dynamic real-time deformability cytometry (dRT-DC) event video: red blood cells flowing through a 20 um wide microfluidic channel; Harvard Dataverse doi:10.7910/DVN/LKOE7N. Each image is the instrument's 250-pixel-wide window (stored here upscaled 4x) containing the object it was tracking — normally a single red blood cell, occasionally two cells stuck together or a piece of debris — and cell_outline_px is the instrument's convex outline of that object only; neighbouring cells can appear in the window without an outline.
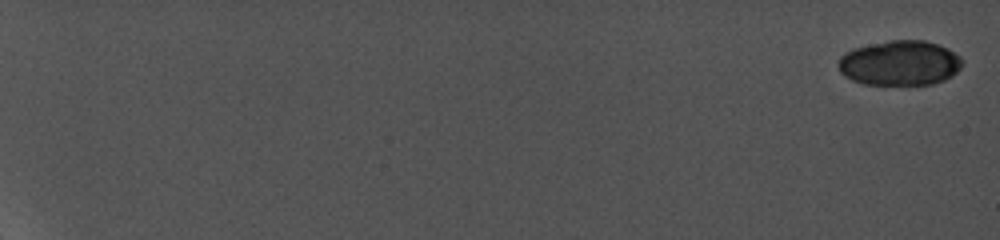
{"species": "common noctule bat (a hibernating species)", "species_latin": "Nyctalus noctula", "temperature_condition": "cold", "stored_images_in_passage": 17, "camera_frame_rate_fps": 5000, "um_per_image_px": 0.085, "animal": {"sex": "female", "body_mass_g": 19.0, "forearm_length_mm": 56.7}, "frame": {"image": 1, "passage_image": 1, "time_ms": 0.0, "image_size_px": [1000, 240], "cell_outline_px": [[964, 60], [960, 68], [952, 76], [944, 80], [932, 84], [864, 84], [852, 80], [844, 76], [840, 72], [836, 64], [840, 56], [844, 52], [852, 48], [888, 40], [924, 40], [948, 48], [960, 56]], "centroid_in_image_um": [76.46, 5.35], "position_along_channel_um": 8.5, "area_um2": 32.77}}